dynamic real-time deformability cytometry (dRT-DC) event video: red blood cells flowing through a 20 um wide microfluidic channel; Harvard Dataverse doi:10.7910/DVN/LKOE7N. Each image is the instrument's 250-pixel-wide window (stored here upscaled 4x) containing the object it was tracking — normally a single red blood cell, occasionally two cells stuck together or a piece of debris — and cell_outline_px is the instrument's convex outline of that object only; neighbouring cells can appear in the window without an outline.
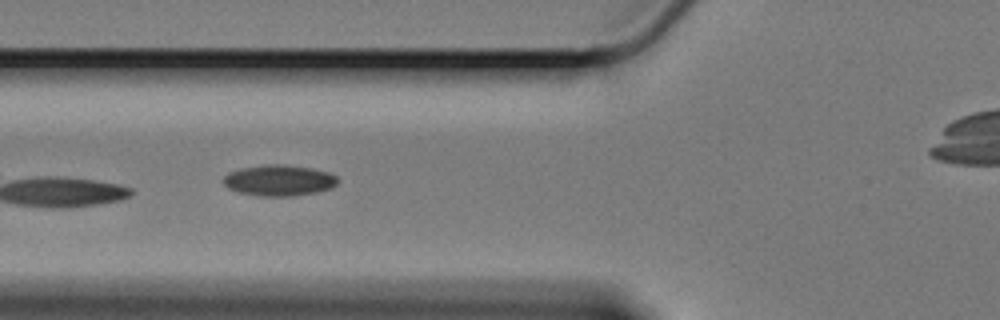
{"species": "Egyptian fruit bat (a non-hibernating species)", "species_latin": "Rousettus aegyptiacus", "temperature_condition": "cold", "stored_images_in_passage": 37, "camera_frame_rate_fps": 3000, "um_per_image_px": 0.085, "animal": {"sex": "female"}, "frame": {"image": 1, "passage_image": 5, "time_ms": 1.333, "image_size_px": [1000, 320], "cell_outline_px": [[340, 180], [332, 188], [316, 192], [292, 196], [260, 196], [240, 192], [228, 188], [224, 184], [224, 176], [232, 172], [244, 168], [268, 164], [280, 164], [312, 168], [328, 172], [336, 176]], "centroid_in_image_um": [23.77, 15.34], "position_along_channel_um": 102.0, "area_um2": 20.4}}
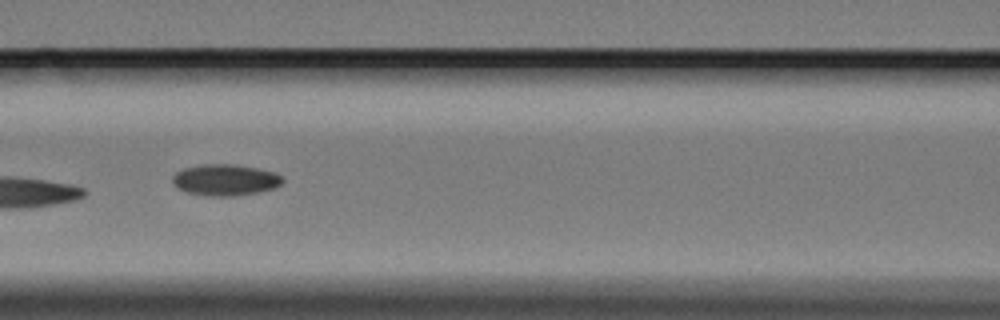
{"frame": {"image": 2, "passage_image": 9, "time_ms": 2.667, "image_size_px": [1000, 320], "cell_outline_px": [[284, 180], [280, 184], [272, 188], [260, 192], [236, 196], [208, 196], [188, 192], [180, 188], [172, 180], [172, 176], [176, 172], [184, 168], [204, 164], [228, 164], [256, 168], [276, 172]], "centroid_in_image_um": [19.16, 15.29], "position_along_channel_um": 147.4, "area_um2": 19.83}}
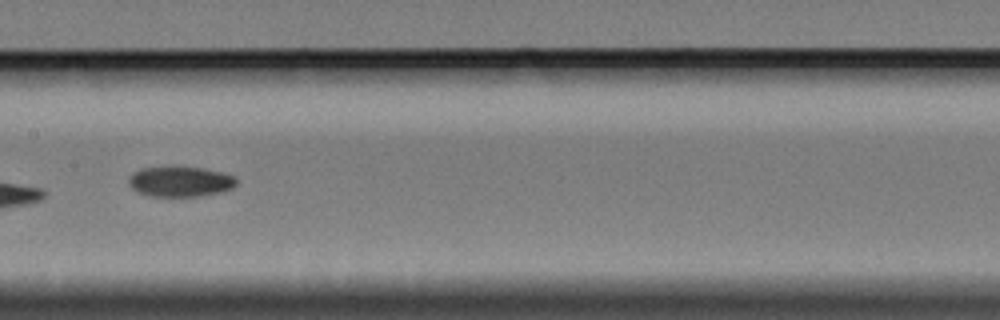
{"frame": {"image": 3, "passage_image": 13, "time_ms": 4.0, "image_size_px": [1000, 320], "cell_outline_px": [[236, 184], [232, 188], [220, 192], [200, 196], [148, 196], [136, 192], [128, 184], [128, 180], [136, 172], [144, 168], [200, 168], [220, 172], [236, 176]], "centroid_in_image_um": [15.33, 15.46], "position_along_channel_um": 192.1, "area_um2": 18.55}, "authors_computed_cell_mechanics": {"area_um2": 20.1722, "velocity_mm_per_s": 3.351, "shape_relaxation_time_tau1_ms": 1.2521, "shape_relaxation_time_tau2_ms": null, "deformation_change_tau1": 0.0488, "deformation_change_tau2": null}}